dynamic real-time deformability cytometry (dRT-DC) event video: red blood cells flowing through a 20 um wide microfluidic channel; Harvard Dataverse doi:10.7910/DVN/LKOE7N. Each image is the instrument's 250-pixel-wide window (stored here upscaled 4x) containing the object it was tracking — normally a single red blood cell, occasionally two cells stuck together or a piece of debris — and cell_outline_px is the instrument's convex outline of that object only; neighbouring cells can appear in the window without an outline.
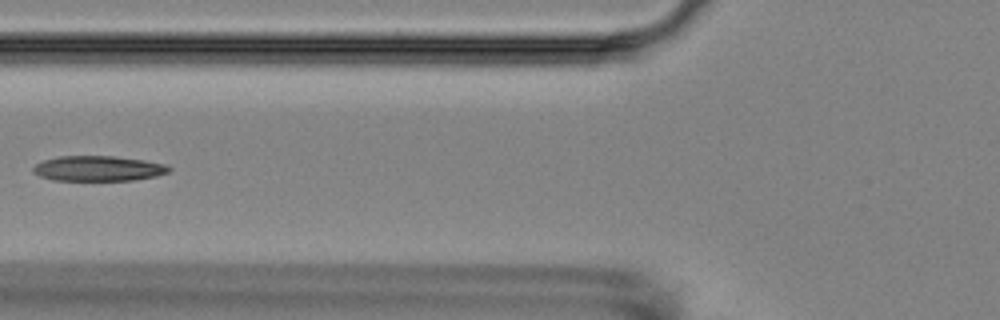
{"species": "Egyptian fruit bat (a non-hibernating species)", "species_latin": "Rousettus aegyptiacus", "temperature_condition": "room temperature", "stored_images_in_passage": 6, "camera_frame_rate_fps": 3000, "um_per_image_px": 0.085, "animal": {"sex": "female"}, "frame": {"image": 1, "passage_image": 6, "time_ms": 6.667, "image_size_px": [1000, 320], "cell_outline_px": [[172, 168], [168, 172], [156, 176], [132, 180], [52, 180], [40, 176], [32, 172], [32, 168], [36, 164], [44, 160], [60, 156], [116, 156], [144, 160], [164, 164]], "centroid_in_image_um": [8.34, 14.32], "position_along_channel_um": 117.5, "area_um2": 19.88}}